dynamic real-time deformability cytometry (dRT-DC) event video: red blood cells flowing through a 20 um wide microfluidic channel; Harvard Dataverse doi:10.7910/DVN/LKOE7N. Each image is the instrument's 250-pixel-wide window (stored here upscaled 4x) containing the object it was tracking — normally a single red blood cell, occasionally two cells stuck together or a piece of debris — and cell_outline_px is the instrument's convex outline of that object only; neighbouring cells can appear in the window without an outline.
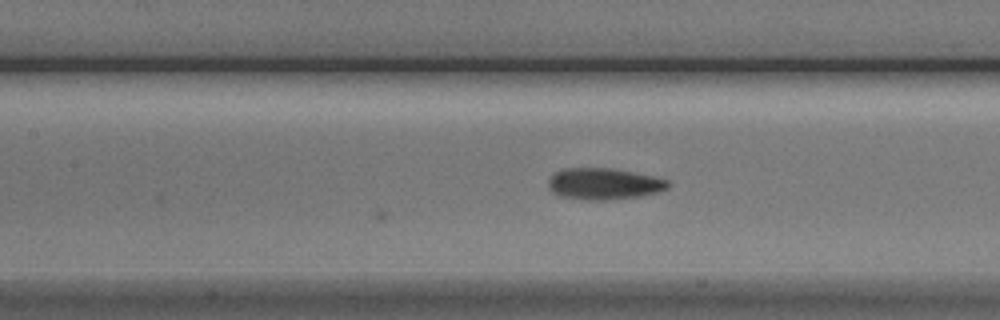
{"species": "Egyptian fruit bat (a non-hibernating species)", "species_latin": "Rousettus aegyptiacus", "temperature_condition": "cold", "stored_images_in_passage": 9, "camera_frame_rate_fps": 3000, "um_per_image_px": 0.085, "animal": {"sex": "male"}, "frame": {"image": 1, "passage_image": 9, "time_ms": 2.667, "image_size_px": [1000, 320], "cell_outline_px": [[668, 188], [656, 192], [640, 196], [604, 200], [588, 200], [560, 196], [552, 192], [548, 188], [548, 180], [556, 172], [564, 168], [612, 168], [652, 176], [668, 180]], "centroid_in_image_um": [51.29, 15.62], "position_along_channel_um": 156.1, "area_um2": 21.73}}